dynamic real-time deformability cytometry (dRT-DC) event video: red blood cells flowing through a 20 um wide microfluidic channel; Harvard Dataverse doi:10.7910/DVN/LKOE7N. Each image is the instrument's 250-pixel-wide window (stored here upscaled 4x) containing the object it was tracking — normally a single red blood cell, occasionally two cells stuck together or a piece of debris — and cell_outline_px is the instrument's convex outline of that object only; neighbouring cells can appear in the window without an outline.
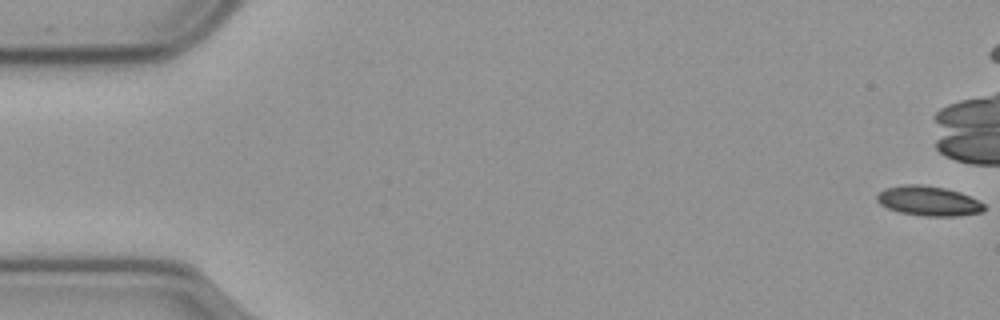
{"species": "common noctule bat (a hibernating species)", "species_latin": "Nyctalus noctula", "temperature_condition": "cold", "stored_images_in_passage": 49, "camera_frame_rate_fps": 3000, "um_per_image_px": 0.085, "animal": {"sex": "male", "body_mass_g": 23.1, "forearm_length_mm": 52.7}, "frame": {"image": 1, "passage_image": 1, "time_ms": 0.0, "image_size_px": [1000, 320], "cell_outline_px": [[984, 212], [960, 216], [924, 216], [900, 212], [888, 208], [880, 204], [876, 200], [876, 196], [884, 188], [904, 184], [920, 184], [944, 188], [960, 192], [984, 204]], "centroid_in_image_um": [78.91, 17.08], "position_along_channel_um": 6.1, "area_um2": 18.55}}
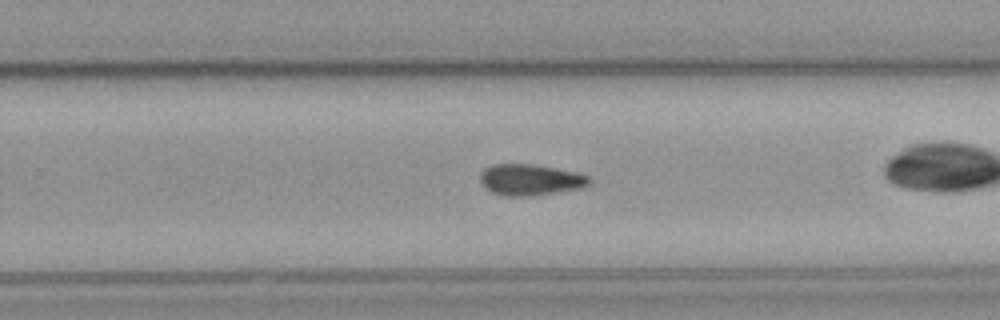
{"frame": {"image": 2, "passage_image": 37, "time_ms": 12.0, "image_size_px": [1000, 320], "cell_outline_px": [[592, 180], [588, 184], [580, 188], [532, 196], [504, 196], [492, 192], [480, 180], [480, 172], [484, 168], [492, 164], [532, 164], [576, 172], [588, 176]], "centroid_in_image_um": [45.06, 15.27], "position_along_channel_um": 284.7, "area_um2": 19.65}}
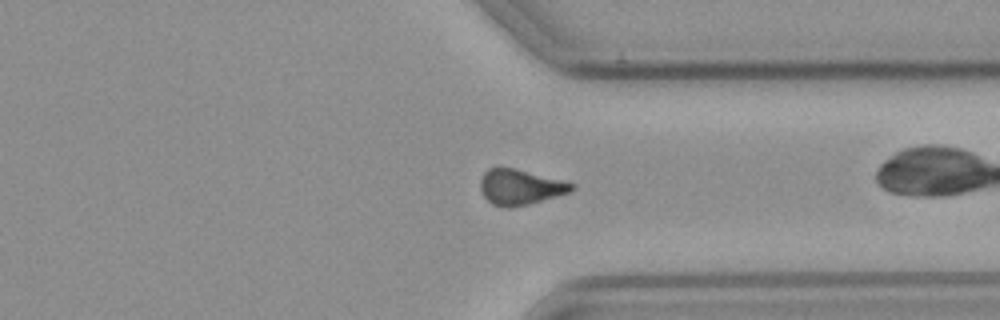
{"frame": {"image": 3, "passage_image": 44, "time_ms": 14.333, "image_size_px": [1000, 320], "cell_outline_px": [[576, 188], [568, 192], [556, 196], [528, 204], [512, 208], [508, 208], [492, 204], [484, 196], [480, 188], [480, 180], [484, 172], [488, 168], [512, 168], [576, 184]], "centroid_in_image_um": [44.19, 15.91], "position_along_channel_um": 367.2, "area_um2": 18.5}, "authors_computed_cell_mechanics": {"area_um2": 19.363, "velocity_mm_per_s": 3.5662, "shape_relaxation_time_tau1_ms": 4.7615, "shape_relaxation_time_tau2_ms": null, "deformation_change_tau1": 0.1312, "deformation_change_tau2": null}}